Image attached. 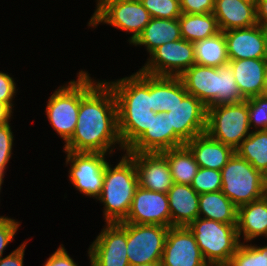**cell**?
Listing matches in <instances>:
<instances>
[{"label":"cell","mask_w":267,"mask_h":266,"mask_svg":"<svg viewBox=\"0 0 267 266\" xmlns=\"http://www.w3.org/2000/svg\"><path fill=\"white\" fill-rule=\"evenodd\" d=\"M63 146L64 151L100 152L108 157L115 149L125 152L118 133L116 98L104 80L80 100L75 132Z\"/></svg>","instance_id":"cell-1"},{"label":"cell","mask_w":267,"mask_h":266,"mask_svg":"<svg viewBox=\"0 0 267 266\" xmlns=\"http://www.w3.org/2000/svg\"><path fill=\"white\" fill-rule=\"evenodd\" d=\"M117 103L118 133L126 151L150 127L153 115V75L138 70L115 81L104 80Z\"/></svg>","instance_id":"cell-2"},{"label":"cell","mask_w":267,"mask_h":266,"mask_svg":"<svg viewBox=\"0 0 267 266\" xmlns=\"http://www.w3.org/2000/svg\"><path fill=\"white\" fill-rule=\"evenodd\" d=\"M113 167L107 162L101 195L96 199L103 203L105 223L123 222L131 208L138 183L134 160L126 153Z\"/></svg>","instance_id":"cell-3"},{"label":"cell","mask_w":267,"mask_h":266,"mask_svg":"<svg viewBox=\"0 0 267 266\" xmlns=\"http://www.w3.org/2000/svg\"><path fill=\"white\" fill-rule=\"evenodd\" d=\"M90 76L88 71L80 69L76 80L59 86L47 101L45 115L65 144L75 132L80 100L100 81Z\"/></svg>","instance_id":"cell-4"},{"label":"cell","mask_w":267,"mask_h":266,"mask_svg":"<svg viewBox=\"0 0 267 266\" xmlns=\"http://www.w3.org/2000/svg\"><path fill=\"white\" fill-rule=\"evenodd\" d=\"M236 226L198 217L187 227L209 266H228L240 245Z\"/></svg>","instance_id":"cell-5"},{"label":"cell","mask_w":267,"mask_h":266,"mask_svg":"<svg viewBox=\"0 0 267 266\" xmlns=\"http://www.w3.org/2000/svg\"><path fill=\"white\" fill-rule=\"evenodd\" d=\"M222 189L237 207L266 195V177L236 152L221 170Z\"/></svg>","instance_id":"cell-6"},{"label":"cell","mask_w":267,"mask_h":266,"mask_svg":"<svg viewBox=\"0 0 267 266\" xmlns=\"http://www.w3.org/2000/svg\"><path fill=\"white\" fill-rule=\"evenodd\" d=\"M97 1V2H96ZM96 7L88 27L97 28L107 24L132 35L128 38L133 43L150 22L151 15L141 1L135 0H95Z\"/></svg>","instance_id":"cell-7"},{"label":"cell","mask_w":267,"mask_h":266,"mask_svg":"<svg viewBox=\"0 0 267 266\" xmlns=\"http://www.w3.org/2000/svg\"><path fill=\"white\" fill-rule=\"evenodd\" d=\"M247 99L207 108L206 133L234 150L250 135Z\"/></svg>","instance_id":"cell-8"},{"label":"cell","mask_w":267,"mask_h":266,"mask_svg":"<svg viewBox=\"0 0 267 266\" xmlns=\"http://www.w3.org/2000/svg\"><path fill=\"white\" fill-rule=\"evenodd\" d=\"M66 153L65 165L70 166L69 181L80 194L97 199L102 192L105 167L109 160L100 152H73Z\"/></svg>","instance_id":"cell-9"},{"label":"cell","mask_w":267,"mask_h":266,"mask_svg":"<svg viewBox=\"0 0 267 266\" xmlns=\"http://www.w3.org/2000/svg\"><path fill=\"white\" fill-rule=\"evenodd\" d=\"M139 70L153 76L180 77L195 64L194 44L183 38L156 48Z\"/></svg>","instance_id":"cell-10"},{"label":"cell","mask_w":267,"mask_h":266,"mask_svg":"<svg viewBox=\"0 0 267 266\" xmlns=\"http://www.w3.org/2000/svg\"><path fill=\"white\" fill-rule=\"evenodd\" d=\"M170 129H174V148L185 145L195 136L206 133L207 107L188 94L166 113Z\"/></svg>","instance_id":"cell-11"},{"label":"cell","mask_w":267,"mask_h":266,"mask_svg":"<svg viewBox=\"0 0 267 266\" xmlns=\"http://www.w3.org/2000/svg\"><path fill=\"white\" fill-rule=\"evenodd\" d=\"M169 227L127 223V257L130 266L161 261Z\"/></svg>","instance_id":"cell-12"},{"label":"cell","mask_w":267,"mask_h":266,"mask_svg":"<svg viewBox=\"0 0 267 266\" xmlns=\"http://www.w3.org/2000/svg\"><path fill=\"white\" fill-rule=\"evenodd\" d=\"M88 248L90 266H130L127 223H105Z\"/></svg>","instance_id":"cell-13"},{"label":"cell","mask_w":267,"mask_h":266,"mask_svg":"<svg viewBox=\"0 0 267 266\" xmlns=\"http://www.w3.org/2000/svg\"><path fill=\"white\" fill-rule=\"evenodd\" d=\"M123 222L171 227L167 193L155 192L138 186L128 216Z\"/></svg>","instance_id":"cell-14"},{"label":"cell","mask_w":267,"mask_h":266,"mask_svg":"<svg viewBox=\"0 0 267 266\" xmlns=\"http://www.w3.org/2000/svg\"><path fill=\"white\" fill-rule=\"evenodd\" d=\"M161 263L162 266H209L187 226L169 227Z\"/></svg>","instance_id":"cell-15"},{"label":"cell","mask_w":267,"mask_h":266,"mask_svg":"<svg viewBox=\"0 0 267 266\" xmlns=\"http://www.w3.org/2000/svg\"><path fill=\"white\" fill-rule=\"evenodd\" d=\"M223 33L229 60L267 59V27L257 24Z\"/></svg>","instance_id":"cell-16"},{"label":"cell","mask_w":267,"mask_h":266,"mask_svg":"<svg viewBox=\"0 0 267 266\" xmlns=\"http://www.w3.org/2000/svg\"><path fill=\"white\" fill-rule=\"evenodd\" d=\"M126 153L134 160L139 186L155 192L169 191L174 182L169 163L162 153Z\"/></svg>","instance_id":"cell-17"},{"label":"cell","mask_w":267,"mask_h":266,"mask_svg":"<svg viewBox=\"0 0 267 266\" xmlns=\"http://www.w3.org/2000/svg\"><path fill=\"white\" fill-rule=\"evenodd\" d=\"M180 79L188 94L198 98L207 108L217 105L216 67L194 64L180 76Z\"/></svg>","instance_id":"cell-18"},{"label":"cell","mask_w":267,"mask_h":266,"mask_svg":"<svg viewBox=\"0 0 267 266\" xmlns=\"http://www.w3.org/2000/svg\"><path fill=\"white\" fill-rule=\"evenodd\" d=\"M228 63L245 99L264 94L267 59L229 60Z\"/></svg>","instance_id":"cell-19"},{"label":"cell","mask_w":267,"mask_h":266,"mask_svg":"<svg viewBox=\"0 0 267 266\" xmlns=\"http://www.w3.org/2000/svg\"><path fill=\"white\" fill-rule=\"evenodd\" d=\"M194 155L201 168L221 171L235 150L226 144L212 139L207 133L195 136L185 144Z\"/></svg>","instance_id":"cell-20"},{"label":"cell","mask_w":267,"mask_h":266,"mask_svg":"<svg viewBox=\"0 0 267 266\" xmlns=\"http://www.w3.org/2000/svg\"><path fill=\"white\" fill-rule=\"evenodd\" d=\"M236 227L240 243L243 240L244 243H251L262 236L267 238V194L238 207Z\"/></svg>","instance_id":"cell-21"},{"label":"cell","mask_w":267,"mask_h":266,"mask_svg":"<svg viewBox=\"0 0 267 266\" xmlns=\"http://www.w3.org/2000/svg\"><path fill=\"white\" fill-rule=\"evenodd\" d=\"M167 196L171 227L188 226L199 217V194L191 185L173 183Z\"/></svg>","instance_id":"cell-22"},{"label":"cell","mask_w":267,"mask_h":266,"mask_svg":"<svg viewBox=\"0 0 267 266\" xmlns=\"http://www.w3.org/2000/svg\"><path fill=\"white\" fill-rule=\"evenodd\" d=\"M174 148V129H170L166 113L153 115L150 127L125 151L161 153Z\"/></svg>","instance_id":"cell-23"},{"label":"cell","mask_w":267,"mask_h":266,"mask_svg":"<svg viewBox=\"0 0 267 266\" xmlns=\"http://www.w3.org/2000/svg\"><path fill=\"white\" fill-rule=\"evenodd\" d=\"M213 15L222 32L258 24L256 5L242 0H215Z\"/></svg>","instance_id":"cell-24"},{"label":"cell","mask_w":267,"mask_h":266,"mask_svg":"<svg viewBox=\"0 0 267 266\" xmlns=\"http://www.w3.org/2000/svg\"><path fill=\"white\" fill-rule=\"evenodd\" d=\"M179 19L151 18L142 33L130 45L144 46L150 55L156 48L171 41L181 39Z\"/></svg>","instance_id":"cell-25"},{"label":"cell","mask_w":267,"mask_h":266,"mask_svg":"<svg viewBox=\"0 0 267 266\" xmlns=\"http://www.w3.org/2000/svg\"><path fill=\"white\" fill-rule=\"evenodd\" d=\"M238 207L221 191L199 194V217L237 224Z\"/></svg>","instance_id":"cell-26"},{"label":"cell","mask_w":267,"mask_h":266,"mask_svg":"<svg viewBox=\"0 0 267 266\" xmlns=\"http://www.w3.org/2000/svg\"><path fill=\"white\" fill-rule=\"evenodd\" d=\"M188 95L180 77L153 76L152 111L167 113Z\"/></svg>","instance_id":"cell-27"},{"label":"cell","mask_w":267,"mask_h":266,"mask_svg":"<svg viewBox=\"0 0 267 266\" xmlns=\"http://www.w3.org/2000/svg\"><path fill=\"white\" fill-rule=\"evenodd\" d=\"M178 19L180 23L181 37L192 43L212 37L221 32L218 21L213 13H182Z\"/></svg>","instance_id":"cell-28"},{"label":"cell","mask_w":267,"mask_h":266,"mask_svg":"<svg viewBox=\"0 0 267 266\" xmlns=\"http://www.w3.org/2000/svg\"><path fill=\"white\" fill-rule=\"evenodd\" d=\"M167 159L174 183L191 185L199 169L186 145L161 152Z\"/></svg>","instance_id":"cell-29"},{"label":"cell","mask_w":267,"mask_h":266,"mask_svg":"<svg viewBox=\"0 0 267 266\" xmlns=\"http://www.w3.org/2000/svg\"><path fill=\"white\" fill-rule=\"evenodd\" d=\"M194 44L195 64L209 67H219L229 62L225 35L218 34L198 40Z\"/></svg>","instance_id":"cell-30"},{"label":"cell","mask_w":267,"mask_h":266,"mask_svg":"<svg viewBox=\"0 0 267 266\" xmlns=\"http://www.w3.org/2000/svg\"><path fill=\"white\" fill-rule=\"evenodd\" d=\"M235 152L267 177V130L252 131Z\"/></svg>","instance_id":"cell-31"},{"label":"cell","mask_w":267,"mask_h":266,"mask_svg":"<svg viewBox=\"0 0 267 266\" xmlns=\"http://www.w3.org/2000/svg\"><path fill=\"white\" fill-rule=\"evenodd\" d=\"M218 71L217 105L239 103L245 100L236 84L229 63L216 67Z\"/></svg>","instance_id":"cell-32"},{"label":"cell","mask_w":267,"mask_h":266,"mask_svg":"<svg viewBox=\"0 0 267 266\" xmlns=\"http://www.w3.org/2000/svg\"><path fill=\"white\" fill-rule=\"evenodd\" d=\"M228 266H267V245L241 242Z\"/></svg>","instance_id":"cell-33"},{"label":"cell","mask_w":267,"mask_h":266,"mask_svg":"<svg viewBox=\"0 0 267 266\" xmlns=\"http://www.w3.org/2000/svg\"><path fill=\"white\" fill-rule=\"evenodd\" d=\"M247 104L251 131L267 130V95L248 98Z\"/></svg>","instance_id":"cell-34"},{"label":"cell","mask_w":267,"mask_h":266,"mask_svg":"<svg viewBox=\"0 0 267 266\" xmlns=\"http://www.w3.org/2000/svg\"><path fill=\"white\" fill-rule=\"evenodd\" d=\"M191 187L198 194L221 191V171L199 167Z\"/></svg>","instance_id":"cell-35"},{"label":"cell","mask_w":267,"mask_h":266,"mask_svg":"<svg viewBox=\"0 0 267 266\" xmlns=\"http://www.w3.org/2000/svg\"><path fill=\"white\" fill-rule=\"evenodd\" d=\"M152 18L176 19L182 15L180 0H141Z\"/></svg>","instance_id":"cell-36"},{"label":"cell","mask_w":267,"mask_h":266,"mask_svg":"<svg viewBox=\"0 0 267 266\" xmlns=\"http://www.w3.org/2000/svg\"><path fill=\"white\" fill-rule=\"evenodd\" d=\"M10 125V122L0 125V177H5V171L9 168L7 165L13 154L15 139Z\"/></svg>","instance_id":"cell-37"},{"label":"cell","mask_w":267,"mask_h":266,"mask_svg":"<svg viewBox=\"0 0 267 266\" xmlns=\"http://www.w3.org/2000/svg\"><path fill=\"white\" fill-rule=\"evenodd\" d=\"M21 222L8 216H0V257L7 245L13 241Z\"/></svg>","instance_id":"cell-38"},{"label":"cell","mask_w":267,"mask_h":266,"mask_svg":"<svg viewBox=\"0 0 267 266\" xmlns=\"http://www.w3.org/2000/svg\"><path fill=\"white\" fill-rule=\"evenodd\" d=\"M17 87L15 79L11 75L0 71V102L6 103L12 110H14L15 96L17 94Z\"/></svg>","instance_id":"cell-39"},{"label":"cell","mask_w":267,"mask_h":266,"mask_svg":"<svg viewBox=\"0 0 267 266\" xmlns=\"http://www.w3.org/2000/svg\"><path fill=\"white\" fill-rule=\"evenodd\" d=\"M215 0H180L182 13L204 14L213 13Z\"/></svg>","instance_id":"cell-40"},{"label":"cell","mask_w":267,"mask_h":266,"mask_svg":"<svg viewBox=\"0 0 267 266\" xmlns=\"http://www.w3.org/2000/svg\"><path fill=\"white\" fill-rule=\"evenodd\" d=\"M43 266H78L70 256L63 244H60L53 254H51Z\"/></svg>","instance_id":"cell-41"},{"label":"cell","mask_w":267,"mask_h":266,"mask_svg":"<svg viewBox=\"0 0 267 266\" xmlns=\"http://www.w3.org/2000/svg\"><path fill=\"white\" fill-rule=\"evenodd\" d=\"M27 244L28 240L21 243L9 255H6L4 258L0 257V266H24L23 259Z\"/></svg>","instance_id":"cell-42"},{"label":"cell","mask_w":267,"mask_h":266,"mask_svg":"<svg viewBox=\"0 0 267 266\" xmlns=\"http://www.w3.org/2000/svg\"><path fill=\"white\" fill-rule=\"evenodd\" d=\"M256 19L259 25L267 27V0L257 1Z\"/></svg>","instance_id":"cell-43"},{"label":"cell","mask_w":267,"mask_h":266,"mask_svg":"<svg viewBox=\"0 0 267 266\" xmlns=\"http://www.w3.org/2000/svg\"><path fill=\"white\" fill-rule=\"evenodd\" d=\"M13 110L3 102H0V125H4L11 121Z\"/></svg>","instance_id":"cell-44"},{"label":"cell","mask_w":267,"mask_h":266,"mask_svg":"<svg viewBox=\"0 0 267 266\" xmlns=\"http://www.w3.org/2000/svg\"><path fill=\"white\" fill-rule=\"evenodd\" d=\"M135 266H162V263L161 261H156V262H151V263L138 264Z\"/></svg>","instance_id":"cell-45"},{"label":"cell","mask_w":267,"mask_h":266,"mask_svg":"<svg viewBox=\"0 0 267 266\" xmlns=\"http://www.w3.org/2000/svg\"><path fill=\"white\" fill-rule=\"evenodd\" d=\"M264 95H267V64H266V76H265Z\"/></svg>","instance_id":"cell-46"},{"label":"cell","mask_w":267,"mask_h":266,"mask_svg":"<svg viewBox=\"0 0 267 266\" xmlns=\"http://www.w3.org/2000/svg\"><path fill=\"white\" fill-rule=\"evenodd\" d=\"M242 1H245V2L252 3V4L256 5L258 0H242Z\"/></svg>","instance_id":"cell-47"},{"label":"cell","mask_w":267,"mask_h":266,"mask_svg":"<svg viewBox=\"0 0 267 266\" xmlns=\"http://www.w3.org/2000/svg\"><path fill=\"white\" fill-rule=\"evenodd\" d=\"M3 183H4V177H0V192H1V188H2Z\"/></svg>","instance_id":"cell-48"},{"label":"cell","mask_w":267,"mask_h":266,"mask_svg":"<svg viewBox=\"0 0 267 266\" xmlns=\"http://www.w3.org/2000/svg\"><path fill=\"white\" fill-rule=\"evenodd\" d=\"M266 194H267V177H266Z\"/></svg>","instance_id":"cell-49"}]
</instances>
